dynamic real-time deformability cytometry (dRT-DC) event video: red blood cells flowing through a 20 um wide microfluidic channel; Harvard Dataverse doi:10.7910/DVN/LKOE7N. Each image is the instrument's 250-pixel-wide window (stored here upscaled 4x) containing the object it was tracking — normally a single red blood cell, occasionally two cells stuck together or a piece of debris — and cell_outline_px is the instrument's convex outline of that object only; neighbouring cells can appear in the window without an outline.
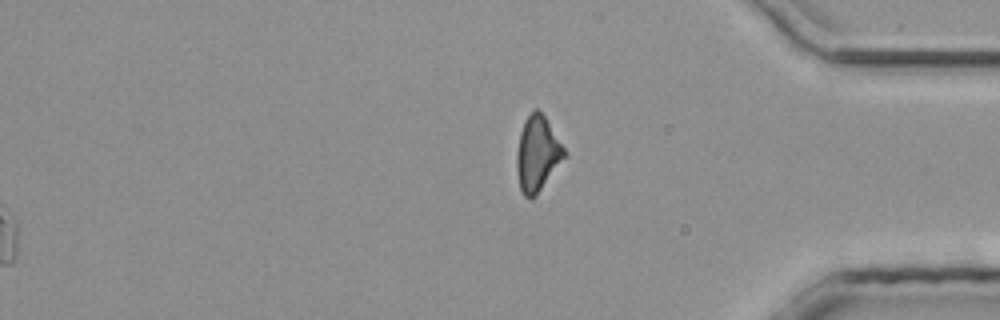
{"species": "common noctule bat (a hibernating species)", "species_latin": "Nyctalus noctula", "temperature_condition": "room temperature", "stored_images_in_passage": 35, "segment_of_instrument_passage": [2, 2], "camera_frame_rate_fps": 3000, "um_per_image_px": 0.085, "animal": {"sex": "male", "body_mass_g": 20.4}, "frame": {"image": 1, "passage_image": 35, "time_ms": 11.333, "image_size_px": [1000, 320], "cell_outline_px": [[568, 156], [540, 188], [532, 196], [524, 196], [520, 188], [516, 168], [516, 152], [520, 132], [524, 120], [536, 108], [544, 116], [568, 152]], "centroid_in_image_um": [45.69, 13.03], "position_along_channel_um": 389.5, "area_um2": 20.58}}